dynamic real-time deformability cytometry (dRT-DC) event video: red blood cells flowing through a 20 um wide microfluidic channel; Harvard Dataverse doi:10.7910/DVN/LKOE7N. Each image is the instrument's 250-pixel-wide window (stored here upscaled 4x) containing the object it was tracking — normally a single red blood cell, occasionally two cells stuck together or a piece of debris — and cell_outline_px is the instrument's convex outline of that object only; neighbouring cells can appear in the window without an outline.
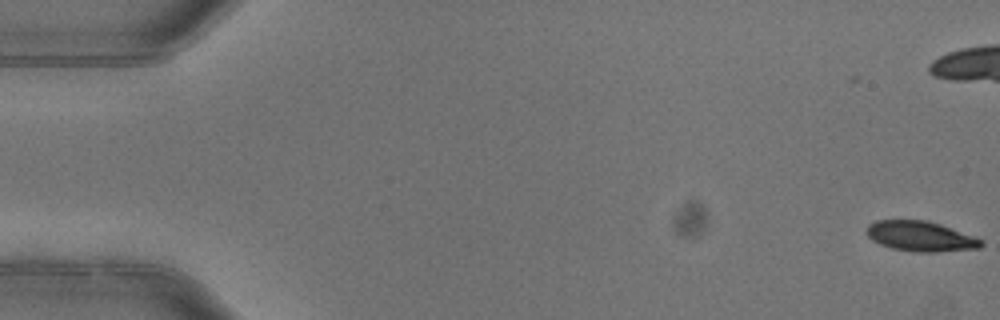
{"species": "common noctule bat (a hibernating species)", "species_latin": "Nyctalus noctula", "temperature_condition": "warm", "stored_images_in_passage": 8, "camera_frame_rate_fps": 3000, "um_per_image_px": 0.085, "animal": {"sex": "female"}, "frame": {"image": 1, "passage_image": 1, "time_ms": 0.0, "image_size_px": [1000, 320], "cell_outline_px": [[984, 244], [980, 248], [936, 252], [912, 252], [892, 248], [880, 244], [872, 240], [868, 236], [868, 224], [876, 220], [924, 220], [940, 224], [972, 236], [980, 240]], "centroid_in_image_um": [78.22, 20.09], "position_along_channel_um": 6.8, "area_um2": 19.88}}